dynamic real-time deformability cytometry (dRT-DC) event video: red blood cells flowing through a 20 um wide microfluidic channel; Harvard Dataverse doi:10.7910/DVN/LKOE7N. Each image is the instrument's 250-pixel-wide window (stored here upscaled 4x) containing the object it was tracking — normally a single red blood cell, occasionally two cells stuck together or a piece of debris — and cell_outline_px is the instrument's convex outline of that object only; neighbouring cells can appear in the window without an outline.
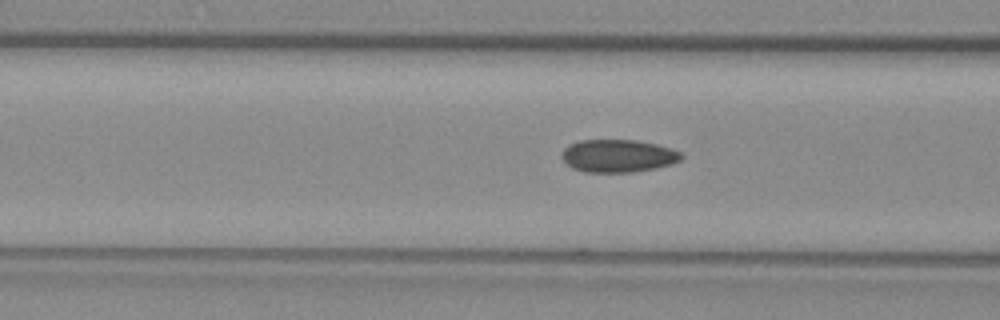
{"species": "common noctule bat (a hibernating species)", "species_latin": "Nyctalus noctula", "temperature_condition": "warm", "stored_images_in_passage": 24, "camera_frame_rate_fps": 3000, "um_per_image_px": 0.085, "animal": {"sex": "female", "body_mass_g": 29.2, "forearm_length_mm": 56.3}, "frame": {"image": 1, "passage_image": 8, "time_ms": 2.333, "image_size_px": [1000, 320], "cell_outline_px": [[684, 156], [680, 160], [672, 164], [656, 168], [632, 172], [584, 172], [572, 168], [560, 156], [560, 152], [568, 144], [580, 140], [636, 140], [656, 144], [672, 148], [680, 152]], "centroid_in_image_um": [52.52, 13.24], "position_along_channel_um": 114.1, "area_um2": 23.0}}
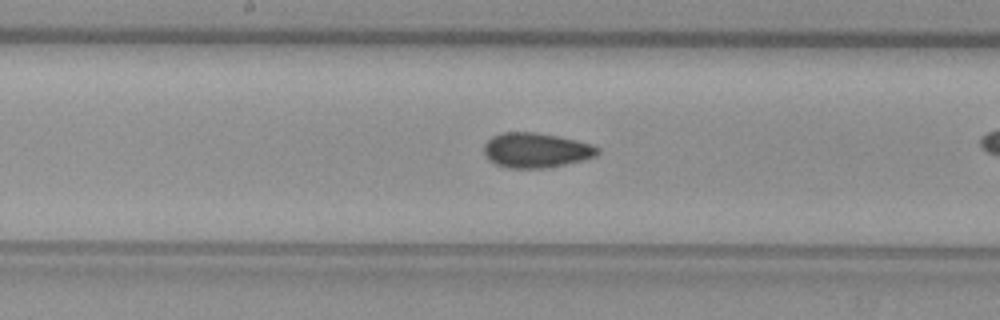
{"frame": {"image": 2, "passage_image": 15, "time_ms": 4.667, "image_size_px": [1000, 320], "cell_outline_px": [[600, 152], [596, 156], [584, 160], [548, 168], [508, 168], [496, 164], [488, 160], [484, 156], [484, 144], [492, 136], [500, 132], [532, 132], [556, 136], [576, 140], [592, 144], [600, 148]], "centroid_in_image_um": [45.56, 12.78], "position_along_channel_um": 202.6, "area_um2": 23.29}}
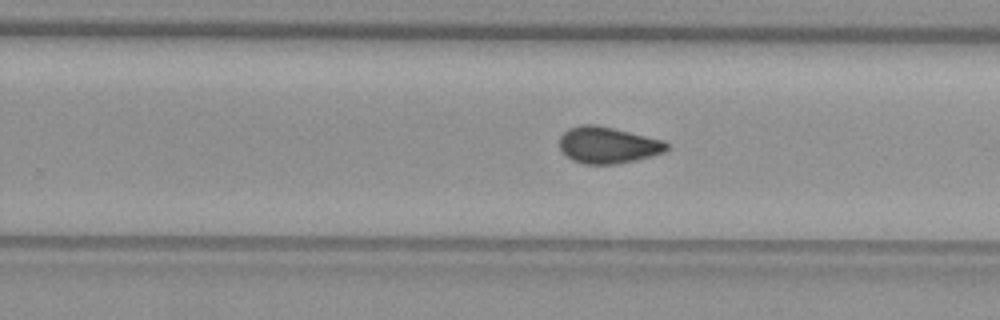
{"frame": {"image": 3, "passage_image": 21, "time_ms": 6.667, "image_size_px": [1000, 320], "cell_outline_px": [[668, 148], [664, 152], [652, 156], [636, 160], [616, 164], [584, 164], [572, 160], [560, 148], [560, 136], [568, 128], [580, 124], [596, 124], [664, 140], [668, 144]], "centroid_in_image_um": [51.67, 12.32], "position_along_channel_um": 278.1, "area_um2": 22.83}}